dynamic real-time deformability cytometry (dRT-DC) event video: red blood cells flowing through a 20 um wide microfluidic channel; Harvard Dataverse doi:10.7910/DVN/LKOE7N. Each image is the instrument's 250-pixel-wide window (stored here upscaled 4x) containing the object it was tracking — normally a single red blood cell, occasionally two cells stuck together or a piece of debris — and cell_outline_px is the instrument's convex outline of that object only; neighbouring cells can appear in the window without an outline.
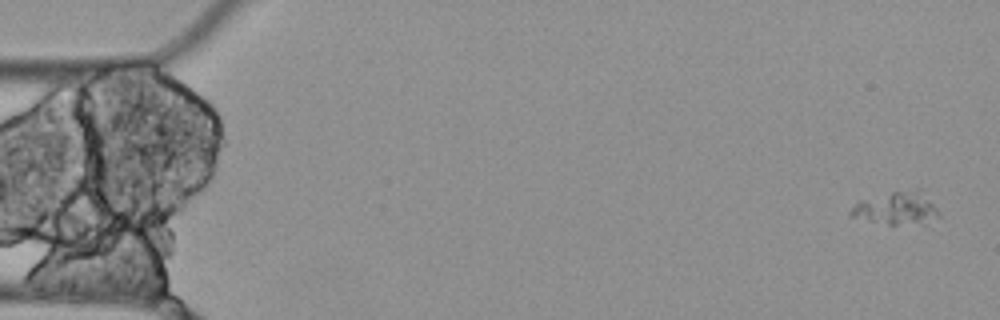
{"species": "Egyptian fruit bat (a non-hibernating species)", "species_latin": "Rousettus aegyptiacus", "temperature_condition": "cold", "stored_images_in_passage": 7, "camera_frame_rate_fps": 3000, "um_per_image_px": 0.085, "animal": {"sex": "female"}, "frame": {"image": 1, "passage_image": 1, "time_ms": 0.0, "image_size_px": [1000, 320], "cell_outline_px": [[940, 216], [896, 224], [888, 224], [848, 216], [848, 212], [860, 200], [892, 192], [916, 188], [920, 188], [940, 212]], "centroid_in_image_um": [76.15, 17.64], "position_along_channel_um": 8.9, "area_um2": 16.01}}
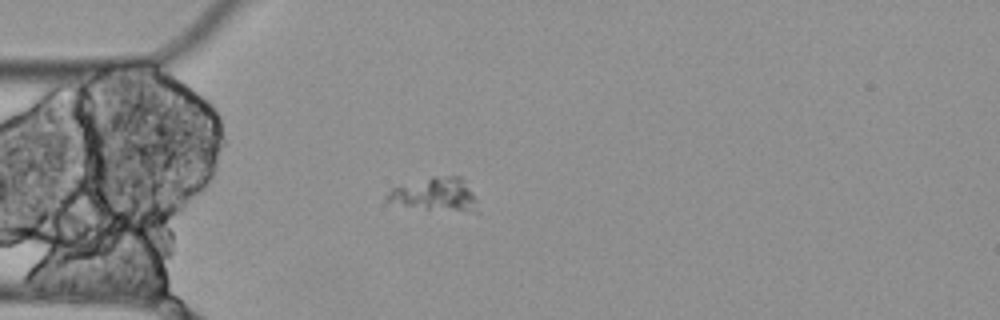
{"frame": {"image": 2, "passage_image": 5, "time_ms": 1.333, "image_size_px": [1000, 320], "cell_outline_px": [[480, 212], [472, 212], [424, 208], [384, 200], [384, 196], [392, 188], [432, 176], [460, 176], [464, 180], [472, 192], [476, 200]], "centroid_in_image_um": [37.05, 16.52], "position_along_channel_um": 48.0, "area_um2": 17.22}}